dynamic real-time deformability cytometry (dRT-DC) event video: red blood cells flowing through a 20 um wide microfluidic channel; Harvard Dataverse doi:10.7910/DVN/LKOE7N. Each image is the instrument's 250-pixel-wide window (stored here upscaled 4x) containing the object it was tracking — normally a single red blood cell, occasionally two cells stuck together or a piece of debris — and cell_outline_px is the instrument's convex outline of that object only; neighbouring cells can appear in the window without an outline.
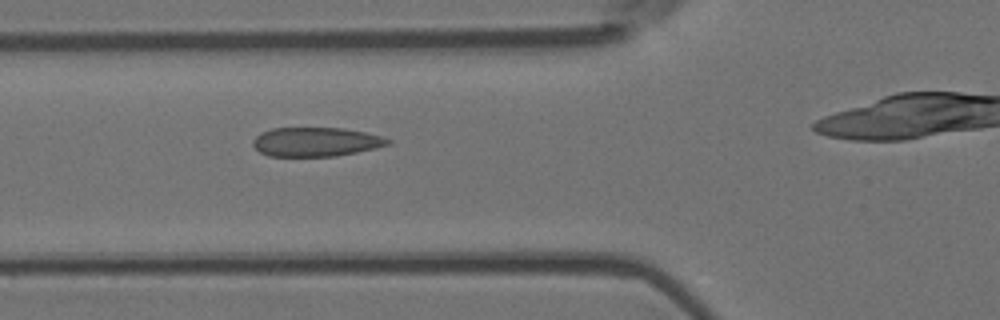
{"species": "Egyptian fruit bat (a non-hibernating species)", "species_latin": "Rousettus aegyptiacus", "temperature_condition": "room temperature", "stored_images_in_passage": 5, "camera_frame_rate_fps": 3000, "um_per_image_px": 0.085, "animal": {"sex": "female"}, "frame": {"image": 1, "passage_image": 4, "time_ms": 1.0, "image_size_px": [1000, 320], "cell_outline_px": [[392, 144], [376, 148], [336, 156], [268, 156], [260, 152], [252, 144], [252, 140], [260, 132], [272, 128], [344, 128], [364, 132], [380, 136], [392, 140]], "centroid_in_image_um": [26.84, 12.06], "position_along_channel_um": 99.0, "area_um2": 22.95}}